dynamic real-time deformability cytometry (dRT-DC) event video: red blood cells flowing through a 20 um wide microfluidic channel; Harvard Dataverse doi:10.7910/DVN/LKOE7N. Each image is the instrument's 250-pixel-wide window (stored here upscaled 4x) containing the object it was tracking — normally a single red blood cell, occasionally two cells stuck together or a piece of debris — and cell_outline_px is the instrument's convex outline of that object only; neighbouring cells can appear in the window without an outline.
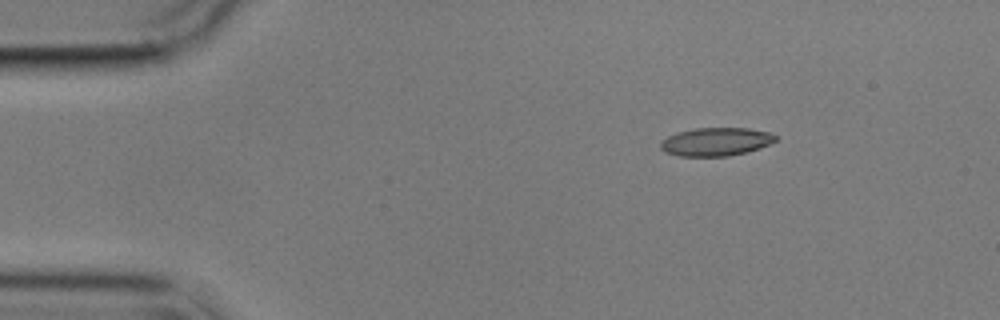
{"species": "common noctule bat (a hibernating species)", "species_latin": "Nyctalus noctula", "temperature_condition": "cold", "stored_images_in_passage": 3, "camera_frame_rate_fps": 3000, "um_per_image_px": 0.085, "animal": {"sex": "male", "body_mass_g": 17.9}, "frame": {"image": 1, "passage_image": 1, "time_ms": 0.0, "image_size_px": [1000, 320], "cell_outline_px": [[776, 140], [760, 148], [748, 152], [728, 156], [680, 156], [664, 152], [660, 148], [660, 144], [668, 136], [676, 132], [696, 128], [748, 128], [768, 132], [776, 136]], "centroid_in_image_um": [60.84, 12.05], "position_along_channel_um": 24.2, "area_um2": 18.9}}